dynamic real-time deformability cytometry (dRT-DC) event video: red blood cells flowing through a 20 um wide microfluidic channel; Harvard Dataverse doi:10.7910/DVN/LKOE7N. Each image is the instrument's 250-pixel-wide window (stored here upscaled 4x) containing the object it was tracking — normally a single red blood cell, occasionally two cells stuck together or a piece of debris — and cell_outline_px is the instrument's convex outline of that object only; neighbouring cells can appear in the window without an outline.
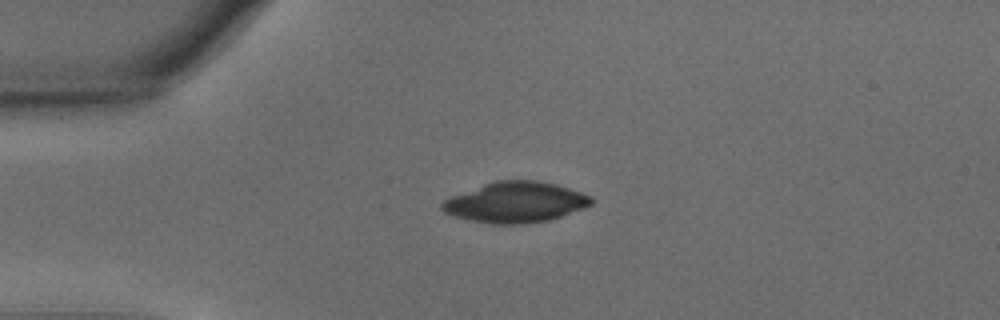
{"species": "common noctule bat (a hibernating species)", "species_latin": "Nyctalus noctula", "temperature_condition": "warm", "stored_images_in_passage": 43, "camera_frame_rate_fps": 3000, "um_per_image_px": 0.085, "animal": {"sex": "male", "body_mass_g": 15.6}, "frame": {"image": 1, "passage_image": 1, "time_ms": 0.0, "image_size_px": [1000, 320], "cell_outline_px": [[592, 204], [584, 208], [548, 220], [524, 224], [492, 224], [452, 216], [444, 212], [440, 208], [440, 204], [444, 200], [452, 196], [484, 184], [496, 180], [536, 180], [556, 184], [592, 196]], "centroid_in_image_um": [43.8, 17.19], "position_along_channel_um": 41.2, "area_um2": 35.14}}
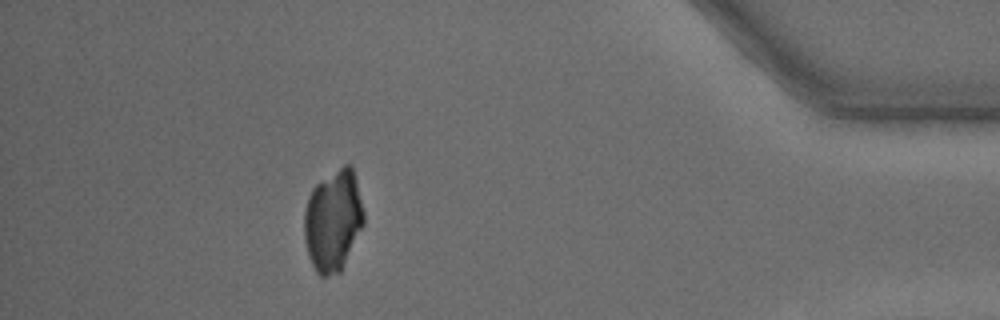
{"frame": {"image": 2, "passage_image": 37, "time_ms": 12.0, "image_size_px": [1000, 320], "cell_outline_px": [[364, 224], [340, 272], [324, 276], [320, 276], [316, 272], [308, 256], [304, 240], [304, 212], [308, 196], [312, 188], [320, 180], [344, 164], [352, 164], [364, 212]], "centroid_in_image_um": [28.3, 18.73], "position_along_channel_um": 406.9, "area_um2": 35.32}}